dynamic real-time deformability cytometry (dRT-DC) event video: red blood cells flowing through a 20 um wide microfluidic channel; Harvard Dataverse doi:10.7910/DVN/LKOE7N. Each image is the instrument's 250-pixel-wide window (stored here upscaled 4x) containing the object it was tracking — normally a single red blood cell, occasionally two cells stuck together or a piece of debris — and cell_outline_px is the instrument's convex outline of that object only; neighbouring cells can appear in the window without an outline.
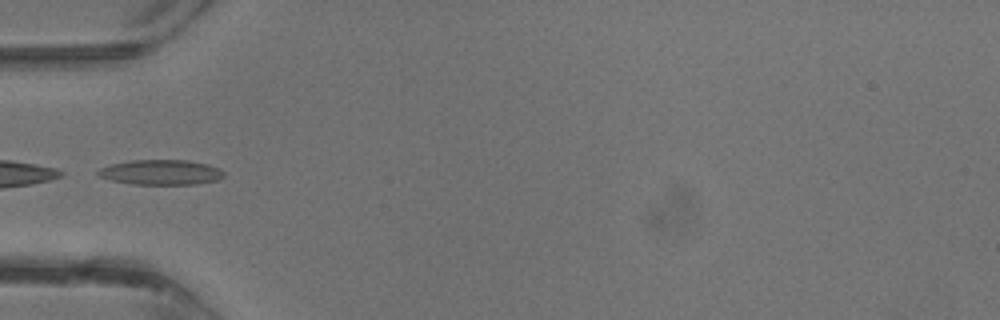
{"species": "common noctule bat (a hibernating species)", "species_latin": "Nyctalus noctula", "temperature_condition": "warm", "stored_images_in_passage": 24, "camera_frame_rate_fps": 3000, "um_per_image_px": 0.085, "animal": {"sex": "male", "body_mass_g": 13.3}, "frame": {"image": 1, "passage_image": 1, "time_ms": 0.0, "image_size_px": [1000, 320], "cell_outline_px": [[224, 176], [216, 180], [196, 184], [132, 184], [112, 180], [96, 176], [96, 172], [100, 168], [112, 164], [132, 160], [188, 160], [208, 164], [220, 168], [224, 172]], "centroid_in_image_um": [13.67, 14.64], "position_along_channel_um": 71.3, "area_um2": 18.38}}
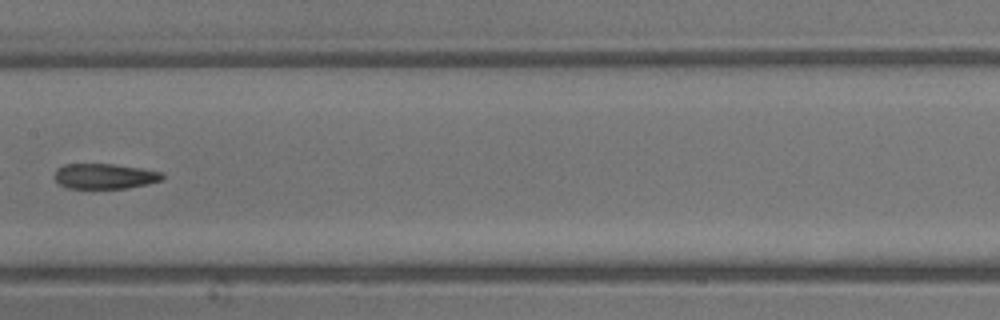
{"frame": {"image": 2, "passage_image": 8, "time_ms": 2.333, "image_size_px": [1000, 320], "cell_outline_px": [[164, 176], [160, 180], [128, 188], [68, 188], [60, 184], [52, 176], [56, 168], [64, 164], [112, 164], [140, 168], [160, 172]], "centroid_in_image_um": [8.81, 14.97], "position_along_channel_um": 198.6, "area_um2": 15.72}}
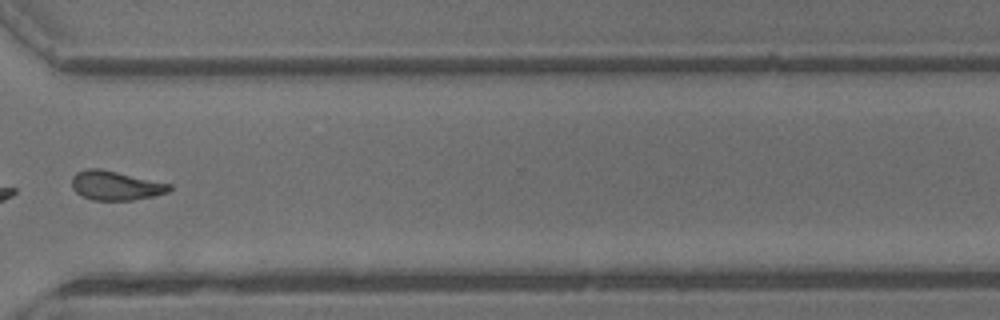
{"frame": {"image": 3, "passage_image": 17, "time_ms": 5.333, "image_size_px": [1000, 320], "cell_outline_px": [[172, 188], [168, 192], [152, 196], [132, 200], [92, 200], [76, 192], [72, 188], [72, 176], [76, 172], [84, 168], [100, 168], [172, 184]], "centroid_in_image_um": [9.81, 15.76], "position_along_channel_um": 360.8, "area_um2": 16.65}}